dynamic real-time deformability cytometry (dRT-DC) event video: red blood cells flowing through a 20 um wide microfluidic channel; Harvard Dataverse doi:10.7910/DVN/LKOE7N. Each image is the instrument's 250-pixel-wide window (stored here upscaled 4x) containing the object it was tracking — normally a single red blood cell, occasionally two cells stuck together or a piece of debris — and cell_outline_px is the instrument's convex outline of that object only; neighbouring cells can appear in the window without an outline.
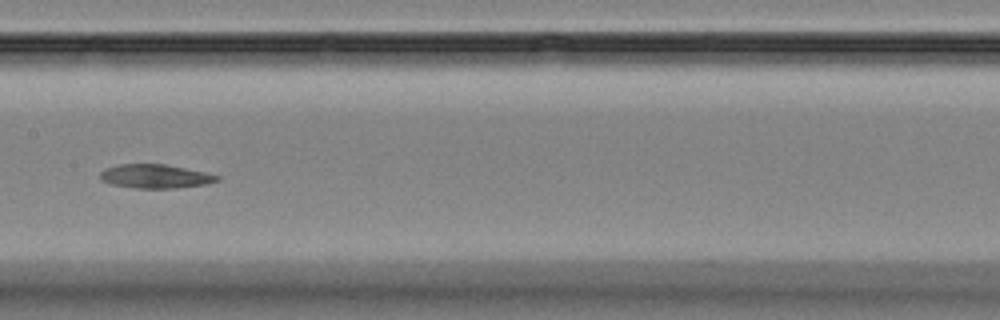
{"species": "Egyptian fruit bat (a non-hibernating species)", "species_latin": "Rousettus aegyptiacus", "temperature_condition": "room temperature", "stored_images_in_passage": 11, "camera_frame_rate_fps": 3000, "um_per_image_px": 0.085, "animal": {"sex": "female"}, "frame": {"image": 1, "passage_image": 8, "time_ms": 9.333, "image_size_px": [1000, 320], "cell_outline_px": [[220, 180], [204, 184], [176, 188], [136, 188], [112, 184], [100, 180], [100, 172], [104, 168], [120, 164], [164, 164], [208, 172], [220, 176]], "centroid_in_image_um": [13.2, 14.98], "position_along_channel_um": 194.2, "area_um2": 16.3}}
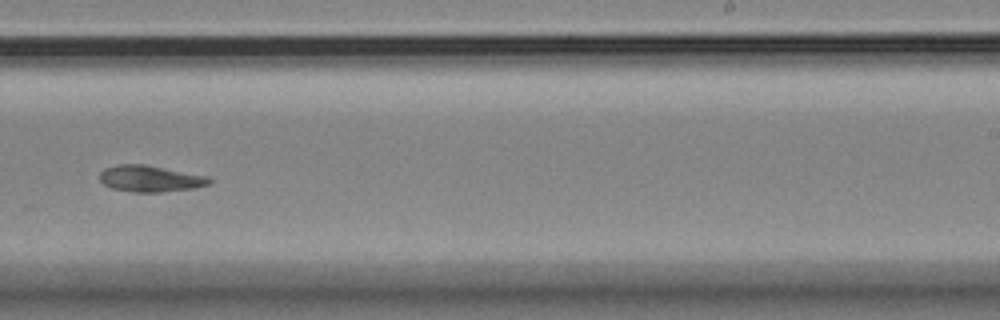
{"frame": {"image": 2, "passage_image": 10, "time_ms": 11.667, "image_size_px": [1000, 320], "cell_outline_px": [[212, 180], [208, 184], [192, 188], [160, 192], [132, 192], [112, 188], [104, 184], [100, 180], [100, 172], [104, 168], [116, 164], [144, 164], [208, 176]], "centroid_in_image_um": [12.73, 15.17], "position_along_channel_um": 276.3, "area_um2": 16.76}}
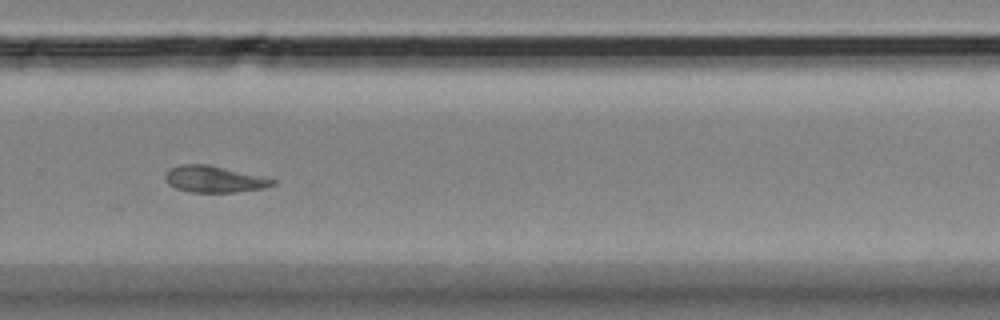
{"frame": {"image": 3, "passage_image": 11, "time_ms": 12.667, "image_size_px": [1000, 320], "cell_outline_px": [[276, 184], [264, 188], [232, 192], [188, 192], [176, 188], [168, 184], [164, 180], [164, 176], [172, 168], [180, 164], [208, 164], [264, 176], [276, 180]], "centroid_in_image_um": [18.21, 15.22], "position_along_channel_um": 311.6, "area_um2": 16.65}}